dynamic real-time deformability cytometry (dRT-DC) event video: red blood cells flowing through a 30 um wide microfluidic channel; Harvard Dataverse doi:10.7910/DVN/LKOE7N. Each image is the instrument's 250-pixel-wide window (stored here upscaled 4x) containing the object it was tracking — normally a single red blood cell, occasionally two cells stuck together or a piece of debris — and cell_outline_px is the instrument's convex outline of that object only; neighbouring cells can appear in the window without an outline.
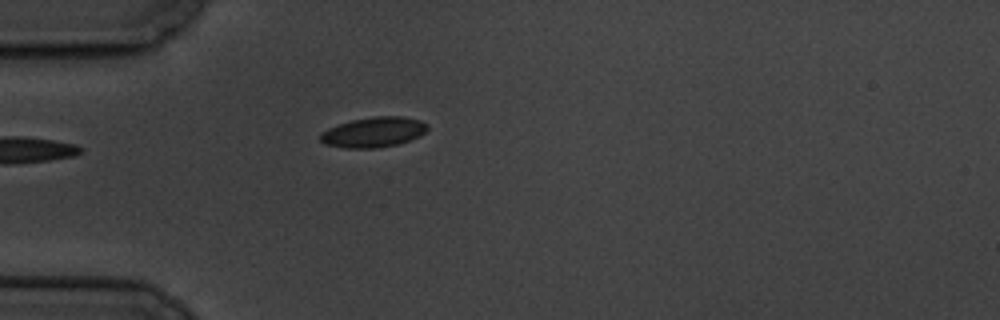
{"species": "common noctule bat (a hibernating species)", "species_latin": "Nyctalus noctula", "temperature_condition": "cold", "stored_images_in_passage": 6, "camera_frame_rate_fps": 3000, "um_per_image_px": 0.085, "animal": {"sex": "male", "body_mass_g": 19.5, "forearm_length_mm": 54.6}, "frame": {"image": 1, "passage_image": 5, "time_ms": 5.667, "image_size_px": [1000, 320], "cell_outline_px": [[428, 128], [420, 136], [396, 144], [376, 148], [344, 148], [324, 144], [320, 140], [320, 132], [328, 128], [352, 120], [372, 116], [404, 116], [420, 120], [428, 124]], "centroid_in_image_um": [31.74, 11.23], "position_along_channel_um": 53.3, "area_um2": 18.84}}